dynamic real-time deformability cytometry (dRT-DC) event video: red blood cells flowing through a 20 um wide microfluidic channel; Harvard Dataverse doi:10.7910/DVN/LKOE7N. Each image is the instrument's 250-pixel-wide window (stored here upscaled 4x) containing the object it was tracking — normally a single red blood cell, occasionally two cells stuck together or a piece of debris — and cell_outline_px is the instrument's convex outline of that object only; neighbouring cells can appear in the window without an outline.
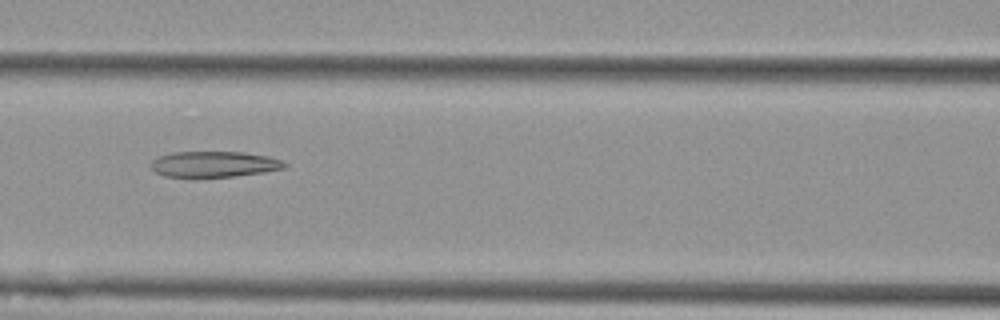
{"species": "Egyptian fruit bat (a non-hibernating species)", "species_latin": "Rousettus aegyptiacus", "temperature_condition": "cold", "stored_images_in_passage": 8, "camera_frame_rate_fps": 3000, "um_per_image_px": 0.085, "animal": {"sex": "female"}, "frame": {"image": 1, "passage_image": 7, "time_ms": 2.0, "image_size_px": [1000, 320], "cell_outline_px": [[288, 164], [284, 168], [264, 172], [232, 176], [196, 180], [192, 180], [164, 176], [156, 172], [148, 164], [156, 156], [172, 152], [244, 152], [268, 156], [284, 160]], "centroid_in_image_um": [18.12, 13.99], "position_along_channel_um": 148.5, "area_um2": 21.1}}
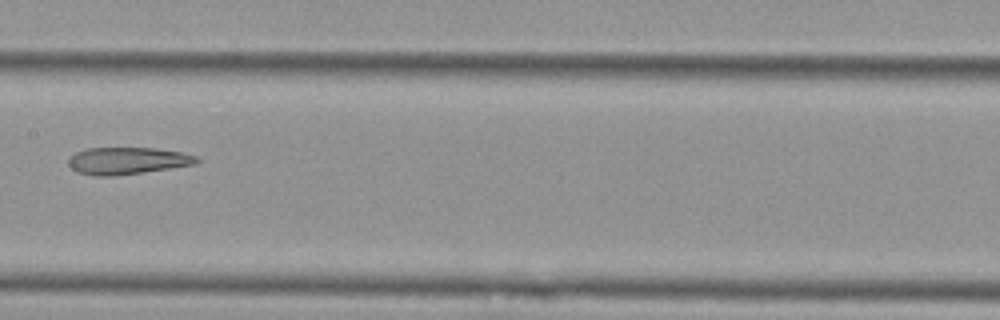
{"frame": {"image": 2, "passage_image": 8, "time_ms": 2.333, "image_size_px": [1000, 320], "cell_outline_px": [[200, 160], [196, 164], [112, 176], [92, 176], [76, 172], [68, 164], [68, 156], [76, 152], [88, 148], [156, 148], [180, 152], [196, 156]], "centroid_in_image_um": [10.77, 13.66], "position_along_channel_um": 196.6, "area_um2": 20.11}}